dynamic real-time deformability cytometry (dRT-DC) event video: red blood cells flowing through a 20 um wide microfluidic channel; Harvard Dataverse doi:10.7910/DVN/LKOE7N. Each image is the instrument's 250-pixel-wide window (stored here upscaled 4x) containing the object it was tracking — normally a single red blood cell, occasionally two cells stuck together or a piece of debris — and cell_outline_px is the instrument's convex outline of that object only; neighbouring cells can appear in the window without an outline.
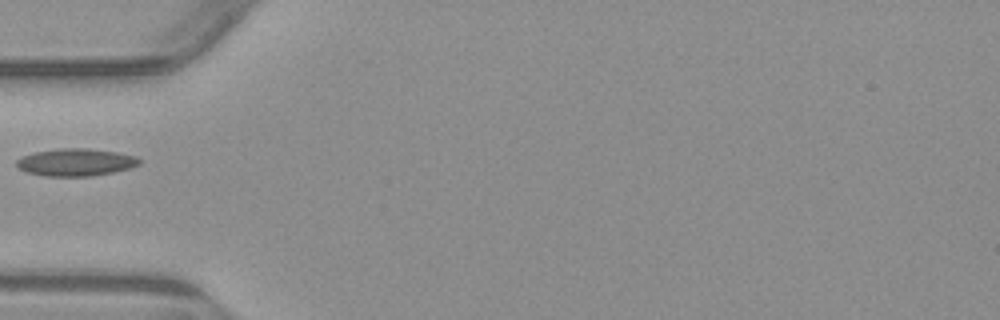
{"species": "common noctule bat (a hibernating species)", "species_latin": "Nyctalus noctula", "temperature_condition": "warm", "stored_images_in_passage": 1, "camera_frame_rate_fps": 3000, "um_per_image_px": 0.085, "animal": {"sex": "male", "body_mass_g": 23.1, "forearm_length_mm": 52.7}, "frame": {"image": 1, "passage_image": 1, "time_ms": 0.0, "image_size_px": [1000, 320], "cell_outline_px": [[140, 164], [128, 168], [112, 172], [92, 176], [44, 176], [28, 172], [20, 168], [16, 164], [16, 160], [20, 156], [36, 152], [60, 148], [84, 148], [116, 152], [136, 156], [140, 160]], "centroid_in_image_um": [6.42, 13.79], "position_along_channel_um": 78.6, "area_um2": 19.42}}